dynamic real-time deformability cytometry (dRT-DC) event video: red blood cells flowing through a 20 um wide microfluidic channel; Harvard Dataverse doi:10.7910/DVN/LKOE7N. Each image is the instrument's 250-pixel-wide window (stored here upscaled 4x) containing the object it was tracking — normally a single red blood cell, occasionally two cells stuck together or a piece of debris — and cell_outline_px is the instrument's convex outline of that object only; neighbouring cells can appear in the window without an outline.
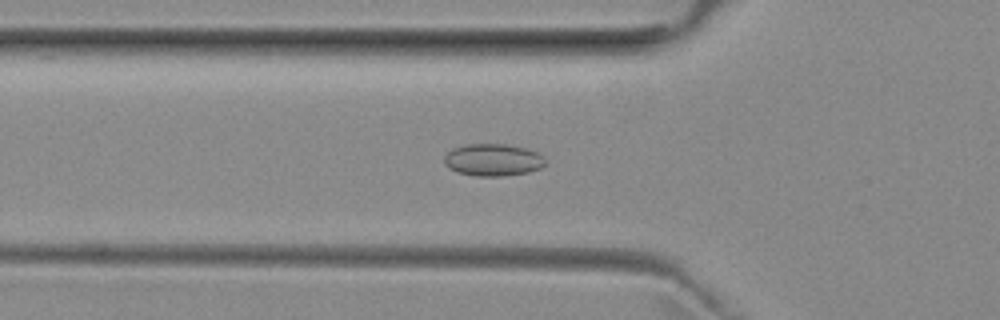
{"species": "common noctule bat (a hibernating species)", "species_latin": "Nyctalus noctula", "temperature_condition": "room temperature", "stored_images_in_passage": 28, "camera_frame_rate_fps": 3000, "um_per_image_px": 0.085, "animal": {"sex": "female", "body_mass_g": 29.2, "forearm_length_mm": 56.3}, "frame": {"image": 1, "passage_image": 6, "time_ms": 1.667, "image_size_px": [1000, 320], "cell_outline_px": [[544, 164], [540, 168], [528, 172], [500, 176], [476, 176], [456, 172], [448, 168], [444, 164], [444, 156], [452, 148], [464, 144], [508, 144], [524, 148], [536, 152], [544, 156]], "centroid_in_image_um": [41.85, 13.59], "position_along_channel_um": 83.9, "area_um2": 19.02}}
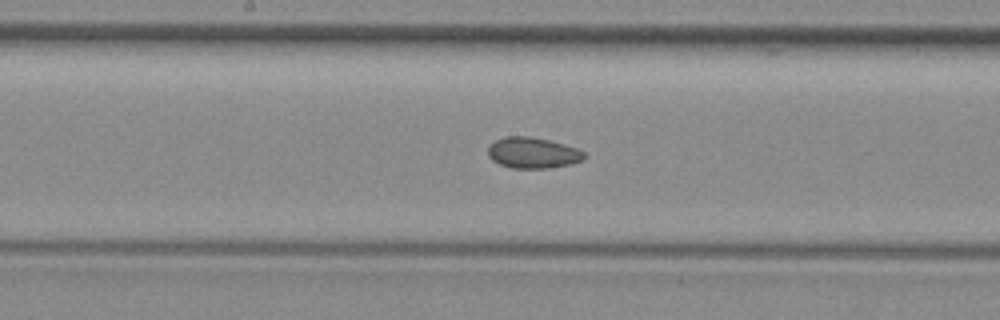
{"frame": {"image": 2, "passage_image": 15, "time_ms": 4.667, "image_size_px": [1000, 320], "cell_outline_px": [[584, 160], [568, 164], [548, 168], [512, 168], [500, 164], [492, 160], [488, 156], [488, 148], [496, 140], [508, 136], [528, 136], [548, 140], [576, 148], [584, 152]], "centroid_in_image_um": [45.27, 12.99], "position_along_channel_um": 202.9, "area_um2": 17.05}}
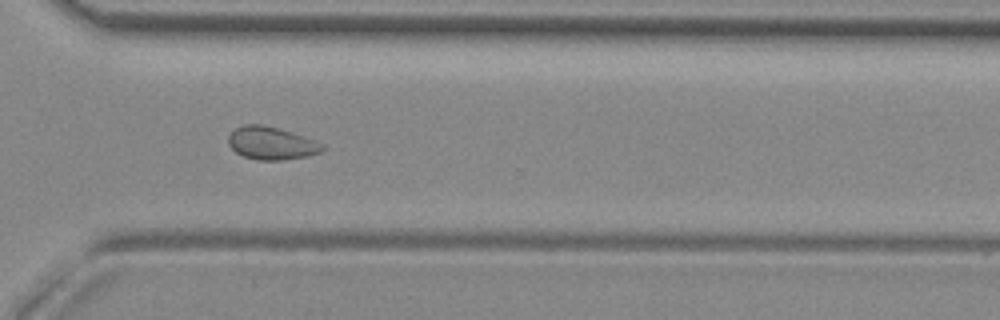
{"frame": {"image": 3, "passage_image": 26, "time_ms": 8.333, "image_size_px": [1000, 320], "cell_outline_px": [[324, 148], [320, 152], [308, 156], [280, 160], [256, 160], [244, 156], [236, 152], [228, 144], [228, 136], [236, 128], [244, 124], [264, 124], [292, 132], [316, 140], [324, 144]], "centroid_in_image_um": [23.07, 12.16], "position_along_channel_um": 347.5, "area_um2": 18.03}, "authors_computed_cell_mechanics": {"area_um2": 17.1666, "velocity_mm_per_s": 3.9513, "shape_relaxation_time_tau1_ms": null, "shape_relaxation_time_tau2_ms": 2.6191, "deformation_change_tau1": null, "deformation_change_tau2": 0.0616}}